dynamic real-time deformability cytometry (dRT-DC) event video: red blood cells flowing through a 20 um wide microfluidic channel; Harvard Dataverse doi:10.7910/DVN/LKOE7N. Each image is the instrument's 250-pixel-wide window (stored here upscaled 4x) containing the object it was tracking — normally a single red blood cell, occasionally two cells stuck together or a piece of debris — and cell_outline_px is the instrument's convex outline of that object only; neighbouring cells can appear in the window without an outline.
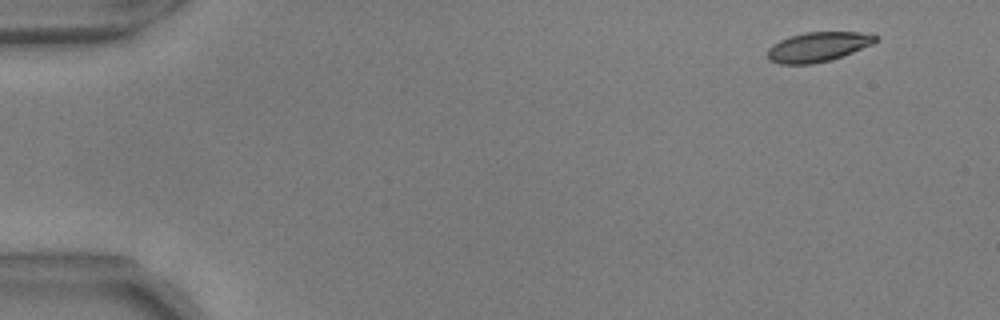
{"species": "common noctule bat (a hibernating species)", "species_latin": "Nyctalus noctula", "temperature_condition": "warm", "stored_images_in_passage": 12, "camera_frame_rate_fps": 3000, "um_per_image_px": 0.085, "animal": {"sex": "male", "body_mass_g": 17.9, "forearm_length_mm": 54.2}, "frame": {"image": 1, "passage_image": 1, "time_ms": 0.0, "image_size_px": [1000, 320], "cell_outline_px": [[876, 40], [872, 44], [832, 60], [812, 64], [780, 64], [768, 60], [768, 48], [772, 44], [780, 40], [804, 32], [872, 32], [876, 36]], "centroid_in_image_um": [69.52, 3.98], "position_along_channel_um": 15.5, "area_um2": 18.67}}